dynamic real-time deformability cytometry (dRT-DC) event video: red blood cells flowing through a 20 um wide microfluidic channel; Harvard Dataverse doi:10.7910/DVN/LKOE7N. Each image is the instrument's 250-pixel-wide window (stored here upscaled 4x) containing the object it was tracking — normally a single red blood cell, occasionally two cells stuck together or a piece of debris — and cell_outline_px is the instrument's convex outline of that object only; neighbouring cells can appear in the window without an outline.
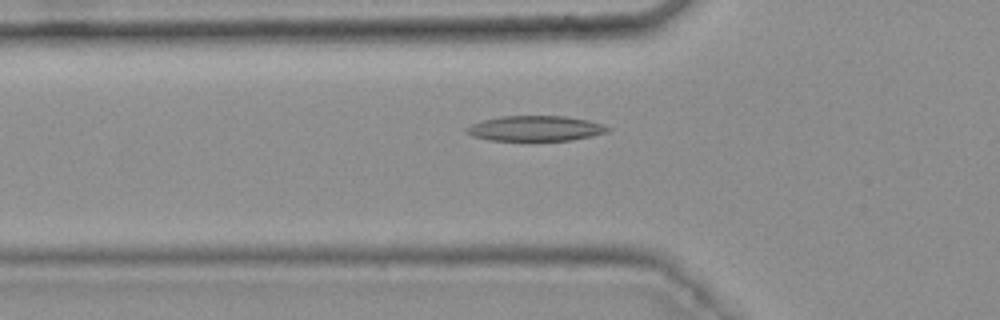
{"species": "common noctule bat (a hibernating species)", "species_latin": "Nyctalus noctula", "temperature_condition": "warm", "stored_images_in_passage": 49, "camera_frame_rate_fps": 3000, "um_per_image_px": 0.085, "animal": {"sex": "female", "body_mass_g": 25.1}, "frame": {"image": 1, "passage_image": 18, "time_ms": 5.667, "image_size_px": [1000, 320], "cell_outline_px": [[612, 128], [608, 132], [592, 136], [572, 140], [488, 140], [472, 136], [464, 132], [464, 128], [472, 124], [484, 120], [500, 116], [564, 116], [588, 120], [604, 124]], "centroid_in_image_um": [45.52, 10.91], "position_along_channel_um": 80.3, "area_um2": 20.87}}
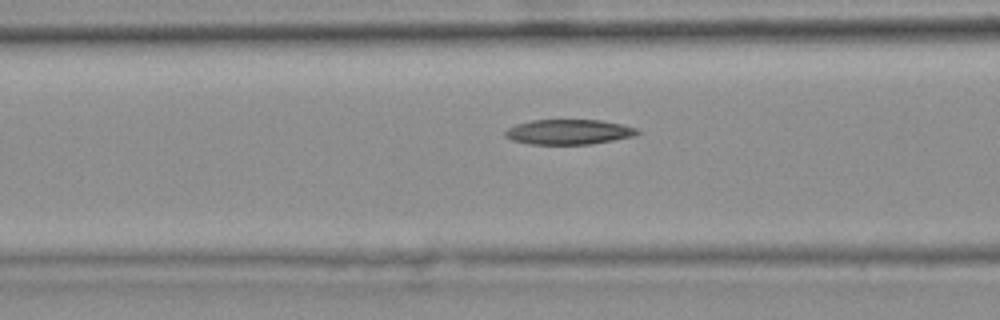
{"frame": {"image": 2, "passage_image": 21, "time_ms": 6.667, "image_size_px": [1000, 320], "cell_outline_px": [[640, 132], [636, 136], [592, 144], [528, 144], [512, 140], [504, 136], [504, 132], [508, 128], [516, 124], [532, 120], [600, 120], [624, 124], [636, 128]], "centroid_in_image_um": [48.36, 11.21], "position_along_channel_um": 118.2, "area_um2": 19.42}}
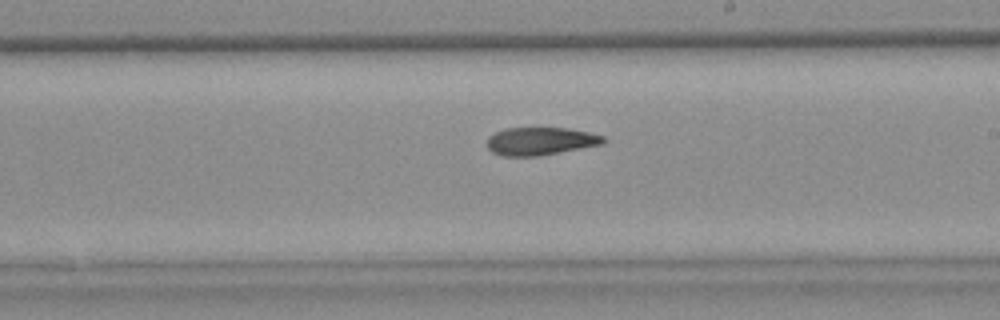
{"frame": {"image": 3, "passage_image": 31, "time_ms": 10.0, "image_size_px": [1000, 320], "cell_outline_px": [[608, 140], [604, 144], [540, 156], [500, 156], [492, 152], [488, 148], [488, 136], [504, 128], [568, 128], [588, 132], [604, 136]], "centroid_in_image_um": [45.96, 12.0], "position_along_channel_um": 243.0, "area_um2": 19.07}, "authors_computed_cell_mechanics": {"area_um2": 20.1144, "velocity_mm_per_s": 3.7448, "shape_relaxation_time_tau1_ms": null, "shape_relaxation_time_tau2_ms": 3.968, "deformation_change_tau1": null, "deformation_change_tau2": 0.1104}}